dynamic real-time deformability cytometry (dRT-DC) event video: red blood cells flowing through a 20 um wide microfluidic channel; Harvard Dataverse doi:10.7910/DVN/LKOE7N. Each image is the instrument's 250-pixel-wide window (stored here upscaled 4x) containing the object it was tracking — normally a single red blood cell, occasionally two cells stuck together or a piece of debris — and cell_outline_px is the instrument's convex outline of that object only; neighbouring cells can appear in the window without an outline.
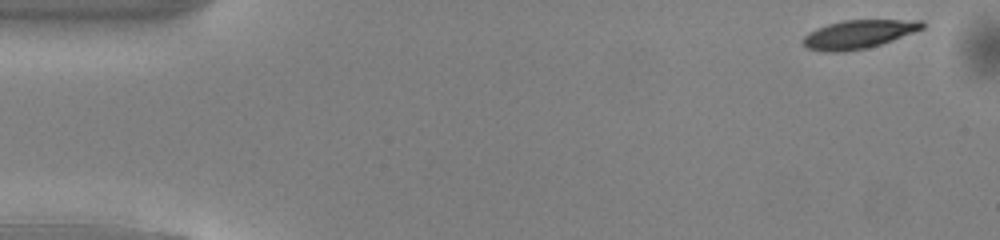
{"species": "common noctule bat (a hibernating species)", "species_latin": "Nyctalus noctula", "temperature_condition": "warm", "stored_images_in_passage": 39, "camera_frame_rate_fps": 3000, "um_per_image_px": 0.085, "animal": {"sex": "male", "body_mass_g": 13.0, "forearm_length_mm": 53.1}, "frame": {"image": 1, "passage_image": 1, "time_ms": 0.0, "image_size_px": [1000, 240], "cell_outline_px": [[924, 28], [892, 40], [880, 44], [864, 48], [844, 52], [828, 52], [808, 48], [800, 40], [808, 32], [816, 28], [828, 24], [844, 20], [924, 20]], "centroid_in_image_um": [72.95, 2.9], "position_along_channel_um": 12.1, "area_um2": 19.65}}
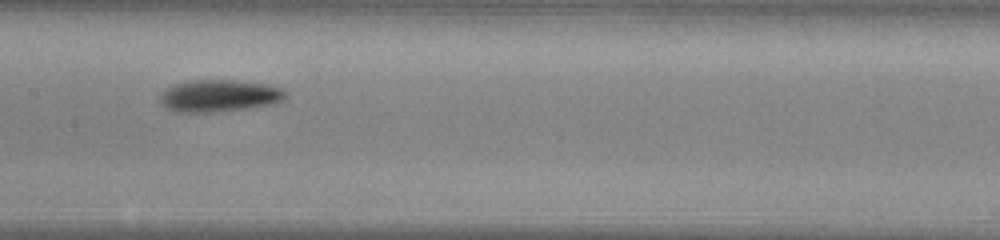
{"frame": {"image": 2, "passage_image": 23, "time_ms": 7.333, "image_size_px": [1000, 240], "cell_outline_px": [[288, 96], [272, 104], [248, 108], [220, 112], [172, 112], [164, 108], [160, 104], [160, 96], [168, 88], [176, 84], [196, 80], [232, 80], [264, 84], [280, 88], [288, 92]], "centroid_in_image_um": [18.62, 8.16], "position_along_channel_um": 188.8, "area_um2": 23.41}}
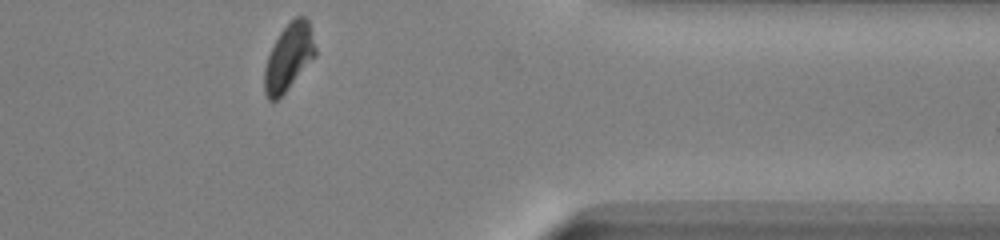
{"frame": {"image": 3, "passage_image": 39, "time_ms": 12.667, "image_size_px": [1000, 240], "cell_outline_px": [[316, 56], [288, 88], [276, 100], [268, 100], [264, 92], [264, 68], [268, 56], [280, 32], [296, 16], [304, 16], [308, 20], [316, 48]], "centroid_in_image_um": [24.54, 4.87], "position_along_channel_um": 386.9, "area_um2": 19.48}, "authors_computed_cell_mechanics": {"area_um2": 21.2704, "velocity_mm_per_s": 4.0879, "shape_relaxation_time_tau1_ms": 2.0434, "shape_relaxation_time_tau2_ms": null, "deformation_change_tau1": 0.132, "deformation_change_tau2": null}}